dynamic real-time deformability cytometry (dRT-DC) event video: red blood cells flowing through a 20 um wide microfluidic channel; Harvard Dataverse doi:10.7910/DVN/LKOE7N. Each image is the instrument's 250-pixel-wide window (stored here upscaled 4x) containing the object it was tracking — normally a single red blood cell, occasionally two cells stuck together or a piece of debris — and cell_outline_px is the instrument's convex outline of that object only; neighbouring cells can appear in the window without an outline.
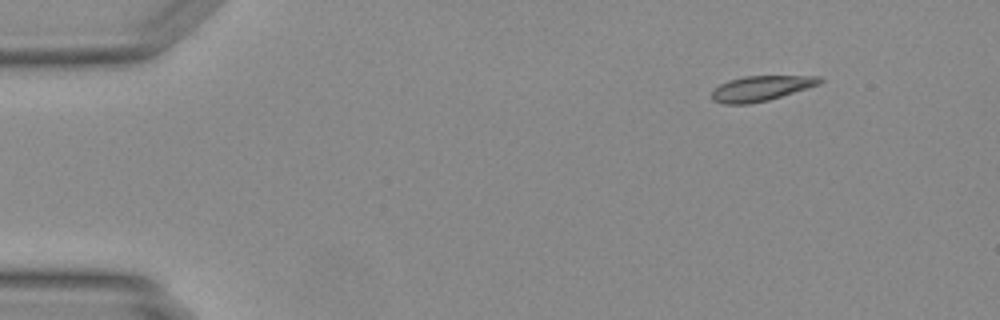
{"species": "Egyptian fruit bat (a non-hibernating species)", "species_latin": "Rousettus aegyptiacus", "temperature_condition": "warm", "stored_images_in_passage": 44, "camera_frame_rate_fps": 3000, "um_per_image_px": 0.085, "animal": {"sex": "female"}, "frame": {"image": 1, "passage_image": 1, "time_ms": 0.0, "image_size_px": [1000, 320], "cell_outline_px": [[824, 80], [820, 84], [768, 100], [748, 104], [724, 104], [712, 100], [712, 92], [720, 84], [728, 80], [744, 76], [820, 76]], "centroid_in_image_um": [64.68, 7.5], "position_along_channel_um": 20.3, "area_um2": 15.72}}
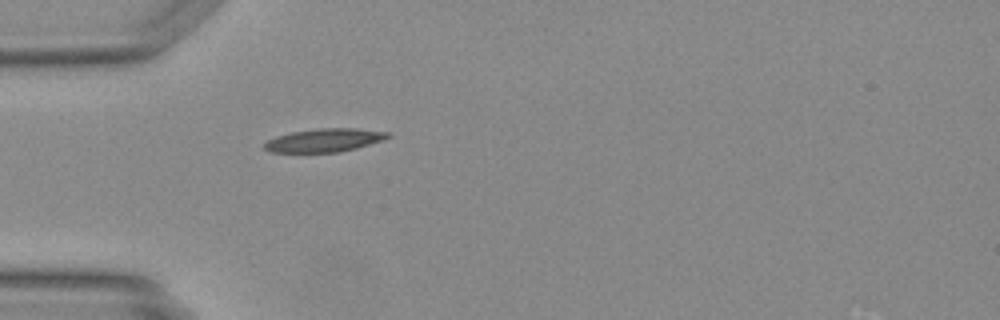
{"frame": {"image": 2, "passage_image": 10, "time_ms": 3.0, "image_size_px": [1000, 320], "cell_outline_px": [[392, 136], [384, 140], [356, 148], [340, 152], [272, 152], [264, 148], [264, 144], [268, 140], [276, 136], [292, 132], [316, 128], [356, 128], [388, 132]], "centroid_in_image_um": [27.61, 11.91], "position_along_channel_um": 57.4, "area_um2": 16.76}}
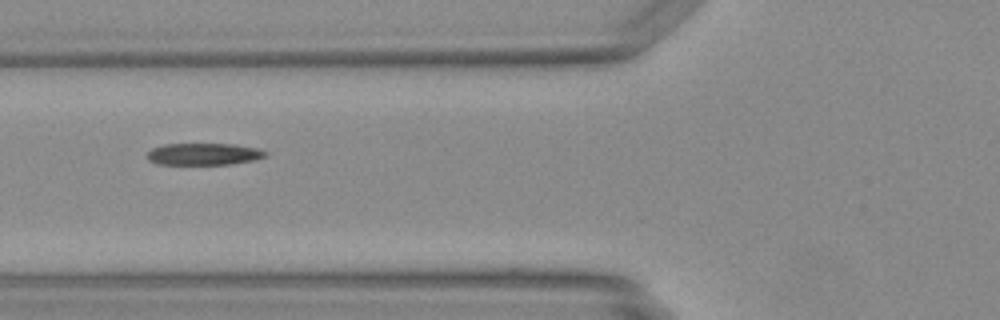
{"frame": {"image": 3, "passage_image": 14, "time_ms": 4.333, "image_size_px": [1000, 320], "cell_outline_px": [[268, 152], [264, 156], [252, 160], [228, 164], [156, 164], [148, 160], [148, 152], [152, 148], [164, 144], [232, 144], [256, 148]], "centroid_in_image_um": [17.27, 13.09], "position_along_channel_um": 108.5, "area_um2": 14.85}}